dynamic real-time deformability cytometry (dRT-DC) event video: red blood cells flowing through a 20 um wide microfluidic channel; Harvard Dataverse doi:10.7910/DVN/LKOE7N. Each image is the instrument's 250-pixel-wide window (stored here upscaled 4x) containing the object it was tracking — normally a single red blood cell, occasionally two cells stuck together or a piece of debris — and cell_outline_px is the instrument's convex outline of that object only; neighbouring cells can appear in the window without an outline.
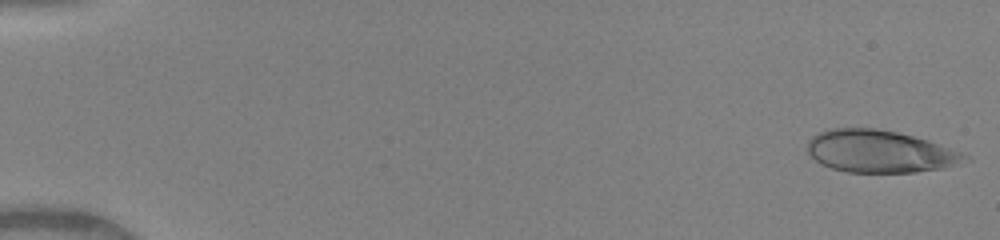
{"species": "human", "species_latin": "Homo sapiens", "temperature_condition": "warm", "stored_images_in_passage": 49, "camera_frame_rate_fps": 3000, "um_per_image_px": 0.085, "donor": {"sex": "female"}, "frame": {"image": 1, "passage_image": 1, "time_ms": 0.0, "image_size_px": [1000, 240], "cell_outline_px": [[972, 160], [944, 168], [916, 172], [848, 172], [832, 168], [820, 164], [808, 152], [808, 140], [812, 136], [820, 132], [832, 128], [876, 128], [896, 132], [928, 140], [972, 156]], "centroid_in_image_um": [74.82, 12.88], "position_along_channel_um": 10.2, "area_um2": 38.84}}
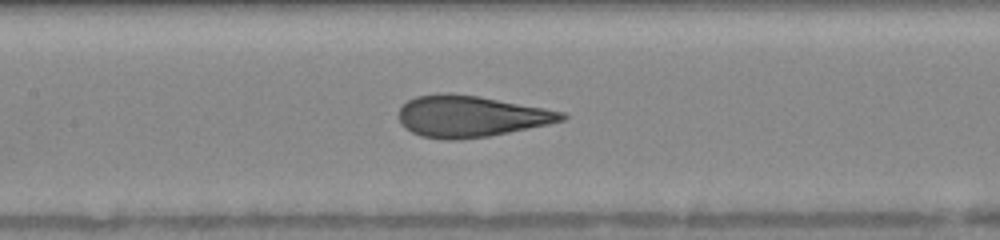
{"frame": {"image": 2, "passage_image": 24, "time_ms": 7.667, "image_size_px": [1000, 240], "cell_outline_px": [[568, 116], [564, 120], [548, 124], [488, 136], [456, 140], [444, 140], [420, 136], [404, 128], [400, 124], [400, 108], [408, 100], [416, 96], [436, 92], [448, 92], [480, 96], [544, 108], [564, 112]], "centroid_in_image_um": [39.97, 9.87], "position_along_channel_um": 167.4, "area_um2": 39.42}}
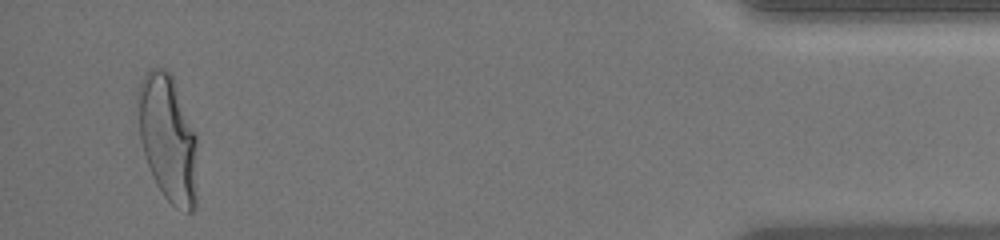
{"frame": {"image": 3, "passage_image": 47, "time_ms": 15.333, "image_size_px": [1000, 240], "cell_outline_px": [[196, 208], [192, 212], [188, 212], [176, 208], [164, 196], [156, 184], [152, 176], [140, 140], [136, 100], [136, 92], [144, 76], [152, 68], [160, 68], [168, 72], [172, 76], [196, 136]], "centroid_in_image_um": [14.25, 11.79], "position_along_channel_um": 420.9, "area_um2": 43.75}, "authors_computed_cell_mechanics": {"area_um2": 39.2462, "velocity_mm_per_s": 4.1299, "shape_relaxation_time_tau1_ms": 6.6274, "shape_relaxation_time_tau2_ms": null, "deformation_change_tau1": 0.2584, "deformation_change_tau2": null}}